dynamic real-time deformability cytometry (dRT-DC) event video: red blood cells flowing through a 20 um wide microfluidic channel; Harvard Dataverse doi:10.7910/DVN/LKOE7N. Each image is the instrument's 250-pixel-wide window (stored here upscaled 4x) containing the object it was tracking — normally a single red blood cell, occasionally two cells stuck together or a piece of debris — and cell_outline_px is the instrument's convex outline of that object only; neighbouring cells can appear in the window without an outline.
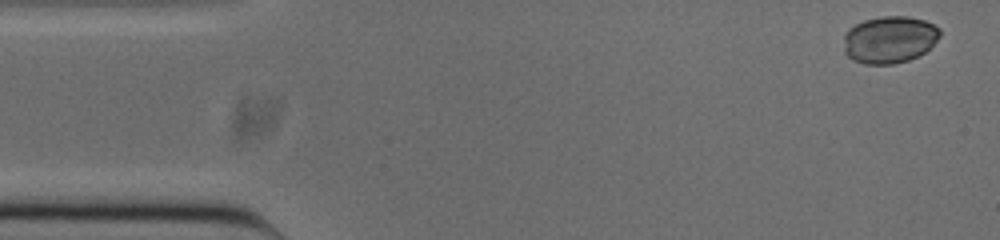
{"species": "common noctule bat (a hibernating species)", "species_latin": "Nyctalus noctula", "temperature_condition": "cold", "stored_images_in_passage": 44, "camera_frame_rate_fps": 3000, "um_per_image_px": 0.085, "animal": {"sex": "male", "body_mass_g": 20.0, "forearm_length_mm": 53.3}, "frame": {"image": 1, "passage_image": 1, "time_ms": 0.0, "image_size_px": [1000, 240], "cell_outline_px": [[940, 36], [924, 52], [908, 60], [892, 64], [864, 64], [852, 60], [844, 52], [844, 36], [848, 28], [864, 20], [880, 16], [908, 16], [924, 20], [940, 28]], "centroid_in_image_um": [75.57, 3.36], "position_along_channel_um": 9.4, "area_um2": 26.41}}
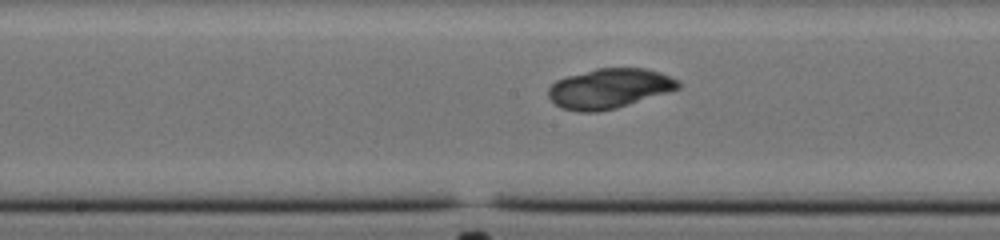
{"frame": {"image": 2, "passage_image": 24, "time_ms": 7.667, "image_size_px": [1000, 240], "cell_outline_px": [[684, 84], [680, 88], [668, 92], [616, 108], [596, 112], [580, 112], [560, 108], [548, 96], [548, 88], [556, 80], [564, 76], [596, 68], [644, 68], [660, 72], [680, 80]], "centroid_in_image_um": [51.79, 7.51], "position_along_channel_um": 196.4, "area_um2": 30.4}}
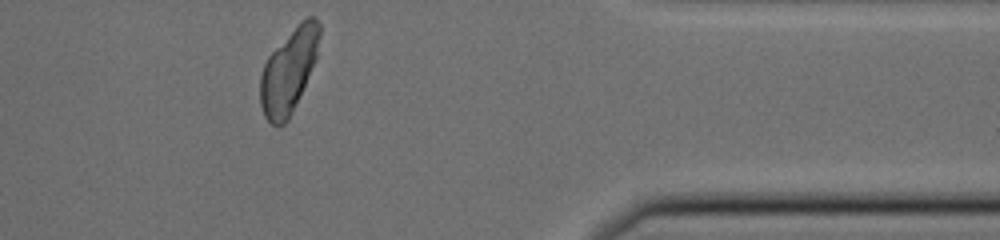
{"frame": {"image": 3, "passage_image": 41, "time_ms": 13.333, "image_size_px": [1000, 240], "cell_outline_px": [[320, 36], [316, 60], [288, 120], [280, 128], [276, 128], [264, 116], [260, 104], [260, 76], [264, 64], [268, 56], [300, 20], [308, 16], [312, 16], [320, 24]], "centroid_in_image_um": [24.54, 6.03], "position_along_channel_um": 386.9, "area_um2": 29.02}}